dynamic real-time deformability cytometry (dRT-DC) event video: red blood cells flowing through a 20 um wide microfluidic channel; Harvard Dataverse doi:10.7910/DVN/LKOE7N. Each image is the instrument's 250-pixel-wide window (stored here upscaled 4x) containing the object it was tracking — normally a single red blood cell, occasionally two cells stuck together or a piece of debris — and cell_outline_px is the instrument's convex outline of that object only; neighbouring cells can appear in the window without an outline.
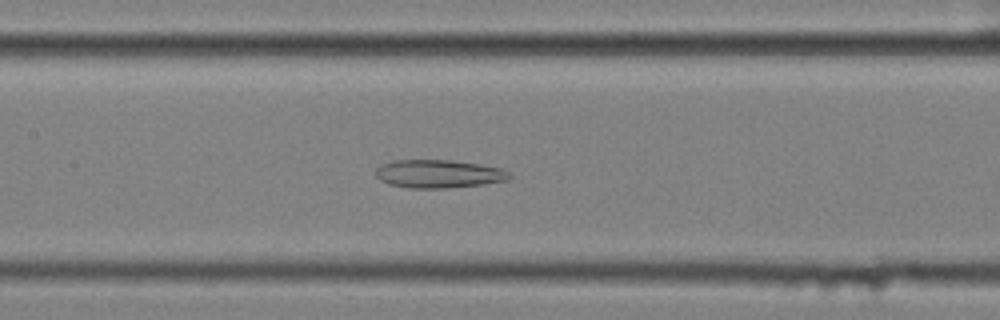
{"species": "common noctule bat (a hibernating species)", "species_latin": "Nyctalus noctula", "temperature_condition": "cold", "stored_images_in_passage": 55, "camera_frame_rate_fps": 3000, "um_per_image_px": 0.085, "animal": {"sex": "female", "body_mass_g": 25.1}, "frame": {"image": 1, "passage_image": 25, "time_ms": 8.0, "image_size_px": [1000, 320], "cell_outline_px": [[512, 176], [508, 180], [484, 184], [448, 188], [408, 188], [388, 184], [380, 180], [376, 176], [376, 168], [380, 164], [392, 160], [452, 160], [504, 168]], "centroid_in_image_um": [37.27, 14.77], "position_along_channel_um": 170.1, "area_um2": 22.2}}
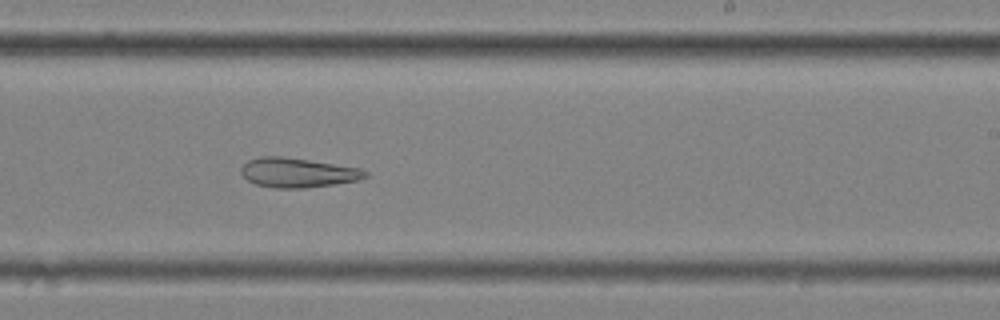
{"frame": {"image": 2, "passage_image": 33, "time_ms": 10.667, "image_size_px": [1000, 320], "cell_outline_px": [[368, 176], [360, 180], [304, 188], [276, 188], [256, 184], [248, 180], [240, 172], [240, 168], [248, 160], [260, 156], [280, 156], [308, 160], [360, 168], [368, 172]], "centroid_in_image_um": [25.3, 14.67], "position_along_channel_um": 263.7, "area_um2": 21.21}}
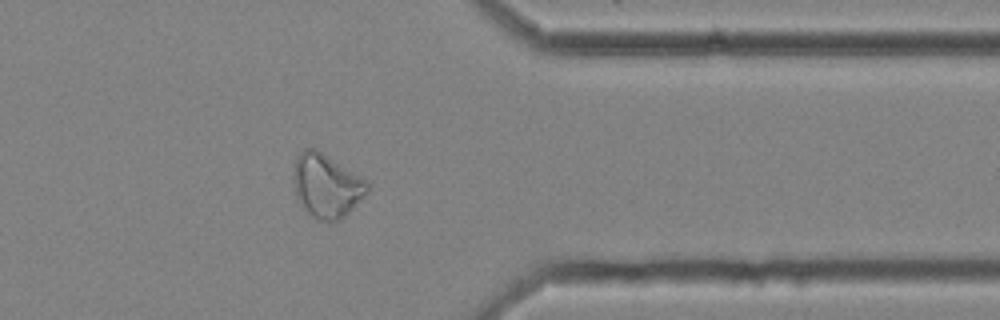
{"frame": {"image": 3, "passage_image": 44, "time_ms": 14.333, "image_size_px": [1000, 320], "cell_outline_px": [[368, 192], [340, 220], [328, 224], [316, 220], [300, 204], [296, 196], [292, 180], [296, 156], [304, 148], [316, 148], [368, 180]], "centroid_in_image_um": [27.74, 15.79], "position_along_channel_um": 383.7, "area_um2": 27.8}, "authors_computed_cell_mechanics": {"area_um2": 28.0908, "velocity_mm_per_s": 3.5158, "shape_relaxation_time_tau1_ms": null, "shape_relaxation_time_tau2_ms": 7.8513, "deformation_change_tau1": null, "deformation_change_tau2": 0.191}}